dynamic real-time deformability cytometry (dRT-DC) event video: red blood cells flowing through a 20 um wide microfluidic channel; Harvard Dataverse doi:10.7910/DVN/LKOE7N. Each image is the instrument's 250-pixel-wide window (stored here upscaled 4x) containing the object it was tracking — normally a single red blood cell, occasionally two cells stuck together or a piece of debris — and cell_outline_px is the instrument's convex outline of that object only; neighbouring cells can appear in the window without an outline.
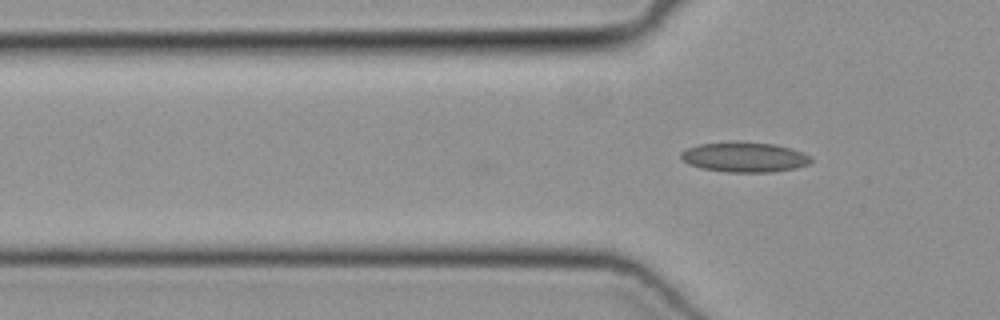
{"species": "common noctule bat (a hibernating species)", "species_latin": "Nyctalus noctula", "temperature_condition": "cold", "stored_images_in_passage": 3, "camera_frame_rate_fps": 3000, "um_per_image_px": 0.085, "animal": {"sex": "female", "body_mass_g": 19.3, "forearm_length_mm": 54.1}, "frame": {"image": 1, "passage_image": 3, "time_ms": 0.667, "image_size_px": [1000, 320], "cell_outline_px": [[812, 160], [808, 164], [796, 168], [772, 172], [728, 172], [700, 168], [688, 164], [680, 160], [680, 152], [688, 148], [700, 144], [732, 140], [736, 140], [776, 144], [800, 152], [808, 156]], "centroid_in_image_um": [63.2, 13.34], "position_along_channel_um": 62.6, "area_um2": 23.0}}